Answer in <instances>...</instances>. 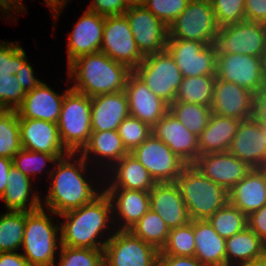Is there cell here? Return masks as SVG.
<instances>
[{"label":"cell","mask_w":266,"mask_h":266,"mask_svg":"<svg viewBox=\"0 0 266 266\" xmlns=\"http://www.w3.org/2000/svg\"><path fill=\"white\" fill-rule=\"evenodd\" d=\"M75 153H70L56 161L57 169L49 172L52 178V184L45 198V205L54 215H61L65 212L78 209L84 204L90 203L101 192L93 189L86 177V161L82 156L77 158L76 163L67 161L74 159ZM70 158V159H69ZM55 174H54V173Z\"/></svg>","instance_id":"6da1fadb"},{"label":"cell","mask_w":266,"mask_h":266,"mask_svg":"<svg viewBox=\"0 0 266 266\" xmlns=\"http://www.w3.org/2000/svg\"><path fill=\"white\" fill-rule=\"evenodd\" d=\"M108 195L102 191L90 203L78 209L65 212L60 217L66 221L60 226V245L72 248L104 249L106 240L98 241L104 229L109 227L113 214ZM112 213V214H111Z\"/></svg>","instance_id":"7a4b0ae2"},{"label":"cell","mask_w":266,"mask_h":266,"mask_svg":"<svg viewBox=\"0 0 266 266\" xmlns=\"http://www.w3.org/2000/svg\"><path fill=\"white\" fill-rule=\"evenodd\" d=\"M69 79L76 84L70 87L88 97L125 91L129 74L126 65L112 60L105 53L97 52L79 56L68 64Z\"/></svg>","instance_id":"3957f363"},{"label":"cell","mask_w":266,"mask_h":266,"mask_svg":"<svg viewBox=\"0 0 266 266\" xmlns=\"http://www.w3.org/2000/svg\"><path fill=\"white\" fill-rule=\"evenodd\" d=\"M175 183L191 220H207L229 202L228 191L204 176L194 164H186Z\"/></svg>","instance_id":"277c9868"},{"label":"cell","mask_w":266,"mask_h":266,"mask_svg":"<svg viewBox=\"0 0 266 266\" xmlns=\"http://www.w3.org/2000/svg\"><path fill=\"white\" fill-rule=\"evenodd\" d=\"M52 217H48L44 207L38 210L25 211V230L22 256L31 266H55L56 249L60 247V226L54 225ZM58 241V243H57ZM59 244V245H58Z\"/></svg>","instance_id":"5b68a950"},{"label":"cell","mask_w":266,"mask_h":266,"mask_svg":"<svg viewBox=\"0 0 266 266\" xmlns=\"http://www.w3.org/2000/svg\"><path fill=\"white\" fill-rule=\"evenodd\" d=\"M57 125L66 150L76 155L81 152L92 133L91 97L72 88L66 90Z\"/></svg>","instance_id":"8992f818"},{"label":"cell","mask_w":266,"mask_h":266,"mask_svg":"<svg viewBox=\"0 0 266 266\" xmlns=\"http://www.w3.org/2000/svg\"><path fill=\"white\" fill-rule=\"evenodd\" d=\"M220 27L210 0H190L185 10L169 25L168 39L214 44Z\"/></svg>","instance_id":"52a82bcc"},{"label":"cell","mask_w":266,"mask_h":266,"mask_svg":"<svg viewBox=\"0 0 266 266\" xmlns=\"http://www.w3.org/2000/svg\"><path fill=\"white\" fill-rule=\"evenodd\" d=\"M133 72L156 96L174 102L183 76L167 50L145 56Z\"/></svg>","instance_id":"ba28073f"},{"label":"cell","mask_w":266,"mask_h":266,"mask_svg":"<svg viewBox=\"0 0 266 266\" xmlns=\"http://www.w3.org/2000/svg\"><path fill=\"white\" fill-rule=\"evenodd\" d=\"M159 250L133 235L117 230L104 247V266H156Z\"/></svg>","instance_id":"9c48e42d"},{"label":"cell","mask_w":266,"mask_h":266,"mask_svg":"<svg viewBox=\"0 0 266 266\" xmlns=\"http://www.w3.org/2000/svg\"><path fill=\"white\" fill-rule=\"evenodd\" d=\"M215 46L217 54H240L261 57L266 48V25L241 21L219 29Z\"/></svg>","instance_id":"30bf717a"},{"label":"cell","mask_w":266,"mask_h":266,"mask_svg":"<svg viewBox=\"0 0 266 266\" xmlns=\"http://www.w3.org/2000/svg\"><path fill=\"white\" fill-rule=\"evenodd\" d=\"M167 52L184 77L216 76L215 44L184 39H167Z\"/></svg>","instance_id":"8fae6325"},{"label":"cell","mask_w":266,"mask_h":266,"mask_svg":"<svg viewBox=\"0 0 266 266\" xmlns=\"http://www.w3.org/2000/svg\"><path fill=\"white\" fill-rule=\"evenodd\" d=\"M100 52L134 70L144 59L125 15L105 16Z\"/></svg>","instance_id":"7c38bea8"},{"label":"cell","mask_w":266,"mask_h":266,"mask_svg":"<svg viewBox=\"0 0 266 266\" xmlns=\"http://www.w3.org/2000/svg\"><path fill=\"white\" fill-rule=\"evenodd\" d=\"M130 153L145 167L156 183L176 182L186 165L153 134Z\"/></svg>","instance_id":"4fadbf2b"},{"label":"cell","mask_w":266,"mask_h":266,"mask_svg":"<svg viewBox=\"0 0 266 266\" xmlns=\"http://www.w3.org/2000/svg\"><path fill=\"white\" fill-rule=\"evenodd\" d=\"M124 15L143 57L166 50L168 26L144 5L131 4Z\"/></svg>","instance_id":"5bb4252c"},{"label":"cell","mask_w":266,"mask_h":266,"mask_svg":"<svg viewBox=\"0 0 266 266\" xmlns=\"http://www.w3.org/2000/svg\"><path fill=\"white\" fill-rule=\"evenodd\" d=\"M216 77L244 87L254 94L265 85L261 57L252 55L217 54Z\"/></svg>","instance_id":"9a60e30c"},{"label":"cell","mask_w":266,"mask_h":266,"mask_svg":"<svg viewBox=\"0 0 266 266\" xmlns=\"http://www.w3.org/2000/svg\"><path fill=\"white\" fill-rule=\"evenodd\" d=\"M255 94L237 84L216 77L211 112L239 121L254 117Z\"/></svg>","instance_id":"2e32d148"},{"label":"cell","mask_w":266,"mask_h":266,"mask_svg":"<svg viewBox=\"0 0 266 266\" xmlns=\"http://www.w3.org/2000/svg\"><path fill=\"white\" fill-rule=\"evenodd\" d=\"M152 134L186 164H193L199 157L198 137L170 111L152 127Z\"/></svg>","instance_id":"e0dca14e"},{"label":"cell","mask_w":266,"mask_h":266,"mask_svg":"<svg viewBox=\"0 0 266 266\" xmlns=\"http://www.w3.org/2000/svg\"><path fill=\"white\" fill-rule=\"evenodd\" d=\"M193 164L204 176L228 192L252 169L228 151L200 155Z\"/></svg>","instance_id":"ac0fdd59"},{"label":"cell","mask_w":266,"mask_h":266,"mask_svg":"<svg viewBox=\"0 0 266 266\" xmlns=\"http://www.w3.org/2000/svg\"><path fill=\"white\" fill-rule=\"evenodd\" d=\"M228 152L251 168H266V140L255 117L240 121Z\"/></svg>","instance_id":"d6986e66"},{"label":"cell","mask_w":266,"mask_h":266,"mask_svg":"<svg viewBox=\"0 0 266 266\" xmlns=\"http://www.w3.org/2000/svg\"><path fill=\"white\" fill-rule=\"evenodd\" d=\"M130 116L153 127L168 111L169 104L156 96L132 71L126 81Z\"/></svg>","instance_id":"ffe728a7"},{"label":"cell","mask_w":266,"mask_h":266,"mask_svg":"<svg viewBox=\"0 0 266 266\" xmlns=\"http://www.w3.org/2000/svg\"><path fill=\"white\" fill-rule=\"evenodd\" d=\"M19 127L22 148L52 155L70 154L61 142L57 123L19 118Z\"/></svg>","instance_id":"44dd1931"},{"label":"cell","mask_w":266,"mask_h":266,"mask_svg":"<svg viewBox=\"0 0 266 266\" xmlns=\"http://www.w3.org/2000/svg\"><path fill=\"white\" fill-rule=\"evenodd\" d=\"M150 209L165 221L169 229L191 221L180 189L175 182L156 183L149 191Z\"/></svg>","instance_id":"7402d4cb"},{"label":"cell","mask_w":266,"mask_h":266,"mask_svg":"<svg viewBox=\"0 0 266 266\" xmlns=\"http://www.w3.org/2000/svg\"><path fill=\"white\" fill-rule=\"evenodd\" d=\"M105 16L86 10L70 33L68 64L79 56L100 52Z\"/></svg>","instance_id":"603a6c76"},{"label":"cell","mask_w":266,"mask_h":266,"mask_svg":"<svg viewBox=\"0 0 266 266\" xmlns=\"http://www.w3.org/2000/svg\"><path fill=\"white\" fill-rule=\"evenodd\" d=\"M130 116L125 91L91 97L92 132L118 130L120 123Z\"/></svg>","instance_id":"cb8c5ba5"},{"label":"cell","mask_w":266,"mask_h":266,"mask_svg":"<svg viewBox=\"0 0 266 266\" xmlns=\"http://www.w3.org/2000/svg\"><path fill=\"white\" fill-rule=\"evenodd\" d=\"M65 93L58 95L47 84L41 82L26 93L22 104L16 109L19 118L58 123Z\"/></svg>","instance_id":"d4e9b609"},{"label":"cell","mask_w":266,"mask_h":266,"mask_svg":"<svg viewBox=\"0 0 266 266\" xmlns=\"http://www.w3.org/2000/svg\"><path fill=\"white\" fill-rule=\"evenodd\" d=\"M228 195L229 203L246 216L266 205V168H252Z\"/></svg>","instance_id":"484cf974"},{"label":"cell","mask_w":266,"mask_h":266,"mask_svg":"<svg viewBox=\"0 0 266 266\" xmlns=\"http://www.w3.org/2000/svg\"><path fill=\"white\" fill-rule=\"evenodd\" d=\"M112 211L123 219L118 230H129L150 209L149 192L133 189H104ZM114 202V203H113Z\"/></svg>","instance_id":"4316f807"},{"label":"cell","mask_w":266,"mask_h":266,"mask_svg":"<svg viewBox=\"0 0 266 266\" xmlns=\"http://www.w3.org/2000/svg\"><path fill=\"white\" fill-rule=\"evenodd\" d=\"M194 256L204 266H226V240L208 220H194Z\"/></svg>","instance_id":"83f0119b"},{"label":"cell","mask_w":266,"mask_h":266,"mask_svg":"<svg viewBox=\"0 0 266 266\" xmlns=\"http://www.w3.org/2000/svg\"><path fill=\"white\" fill-rule=\"evenodd\" d=\"M239 122L237 119L212 113L207 127L198 136L199 156L227 152Z\"/></svg>","instance_id":"f1b7e54d"},{"label":"cell","mask_w":266,"mask_h":266,"mask_svg":"<svg viewBox=\"0 0 266 266\" xmlns=\"http://www.w3.org/2000/svg\"><path fill=\"white\" fill-rule=\"evenodd\" d=\"M30 178L12 165L7 179V187L0 197V199L4 200L8 211L31 212L43 207L42 201L36 193L31 196L29 202L31 192Z\"/></svg>","instance_id":"f546056e"},{"label":"cell","mask_w":266,"mask_h":266,"mask_svg":"<svg viewBox=\"0 0 266 266\" xmlns=\"http://www.w3.org/2000/svg\"><path fill=\"white\" fill-rule=\"evenodd\" d=\"M114 180L106 189H133L149 192L156 182L145 167L131 153L115 163ZM116 167V168H115Z\"/></svg>","instance_id":"4dcf8cb0"},{"label":"cell","mask_w":266,"mask_h":266,"mask_svg":"<svg viewBox=\"0 0 266 266\" xmlns=\"http://www.w3.org/2000/svg\"><path fill=\"white\" fill-rule=\"evenodd\" d=\"M225 246L226 266H238L266 253V243L248 226L226 239Z\"/></svg>","instance_id":"1f68e13d"},{"label":"cell","mask_w":266,"mask_h":266,"mask_svg":"<svg viewBox=\"0 0 266 266\" xmlns=\"http://www.w3.org/2000/svg\"><path fill=\"white\" fill-rule=\"evenodd\" d=\"M91 152L99 158L101 156L107 158L109 162H113V165L129 153L124 147L117 130L92 132L80 155L87 161Z\"/></svg>","instance_id":"d6a6232c"},{"label":"cell","mask_w":266,"mask_h":266,"mask_svg":"<svg viewBox=\"0 0 266 266\" xmlns=\"http://www.w3.org/2000/svg\"><path fill=\"white\" fill-rule=\"evenodd\" d=\"M216 76L184 77L174 102L201 104L211 107Z\"/></svg>","instance_id":"836d02e7"},{"label":"cell","mask_w":266,"mask_h":266,"mask_svg":"<svg viewBox=\"0 0 266 266\" xmlns=\"http://www.w3.org/2000/svg\"><path fill=\"white\" fill-rule=\"evenodd\" d=\"M129 231L160 251L167 241L170 229L161 216L149 209Z\"/></svg>","instance_id":"e575fe53"},{"label":"cell","mask_w":266,"mask_h":266,"mask_svg":"<svg viewBox=\"0 0 266 266\" xmlns=\"http://www.w3.org/2000/svg\"><path fill=\"white\" fill-rule=\"evenodd\" d=\"M25 230V211H13L0 216V252H15L21 248Z\"/></svg>","instance_id":"d590c367"},{"label":"cell","mask_w":266,"mask_h":266,"mask_svg":"<svg viewBox=\"0 0 266 266\" xmlns=\"http://www.w3.org/2000/svg\"><path fill=\"white\" fill-rule=\"evenodd\" d=\"M169 111L197 137L207 127L212 114L210 107L186 102L171 103Z\"/></svg>","instance_id":"8d00e7d4"},{"label":"cell","mask_w":266,"mask_h":266,"mask_svg":"<svg viewBox=\"0 0 266 266\" xmlns=\"http://www.w3.org/2000/svg\"><path fill=\"white\" fill-rule=\"evenodd\" d=\"M207 220L213 229L225 240L248 226L247 216L229 202Z\"/></svg>","instance_id":"74e56055"},{"label":"cell","mask_w":266,"mask_h":266,"mask_svg":"<svg viewBox=\"0 0 266 266\" xmlns=\"http://www.w3.org/2000/svg\"><path fill=\"white\" fill-rule=\"evenodd\" d=\"M21 149L18 113L7 110L0 116V156L13 159Z\"/></svg>","instance_id":"f35d334b"},{"label":"cell","mask_w":266,"mask_h":266,"mask_svg":"<svg viewBox=\"0 0 266 266\" xmlns=\"http://www.w3.org/2000/svg\"><path fill=\"white\" fill-rule=\"evenodd\" d=\"M160 252L171 256H194V220L184 226L170 229Z\"/></svg>","instance_id":"ab89813d"},{"label":"cell","mask_w":266,"mask_h":266,"mask_svg":"<svg viewBox=\"0 0 266 266\" xmlns=\"http://www.w3.org/2000/svg\"><path fill=\"white\" fill-rule=\"evenodd\" d=\"M60 247L58 266H104V249Z\"/></svg>","instance_id":"60d3db41"},{"label":"cell","mask_w":266,"mask_h":266,"mask_svg":"<svg viewBox=\"0 0 266 266\" xmlns=\"http://www.w3.org/2000/svg\"><path fill=\"white\" fill-rule=\"evenodd\" d=\"M117 131L129 153L152 135V127L149 124L132 116L125 118Z\"/></svg>","instance_id":"b9f144b4"},{"label":"cell","mask_w":266,"mask_h":266,"mask_svg":"<svg viewBox=\"0 0 266 266\" xmlns=\"http://www.w3.org/2000/svg\"><path fill=\"white\" fill-rule=\"evenodd\" d=\"M64 156L66 155H52L22 148L12 160L13 166L30 177V175L41 173L47 162L56 163L59 158Z\"/></svg>","instance_id":"7bdbcfd3"},{"label":"cell","mask_w":266,"mask_h":266,"mask_svg":"<svg viewBox=\"0 0 266 266\" xmlns=\"http://www.w3.org/2000/svg\"><path fill=\"white\" fill-rule=\"evenodd\" d=\"M218 26L245 20V0H210Z\"/></svg>","instance_id":"ee69618b"},{"label":"cell","mask_w":266,"mask_h":266,"mask_svg":"<svg viewBox=\"0 0 266 266\" xmlns=\"http://www.w3.org/2000/svg\"><path fill=\"white\" fill-rule=\"evenodd\" d=\"M190 0H143L141 3L166 26L185 10Z\"/></svg>","instance_id":"f6af8a7d"},{"label":"cell","mask_w":266,"mask_h":266,"mask_svg":"<svg viewBox=\"0 0 266 266\" xmlns=\"http://www.w3.org/2000/svg\"><path fill=\"white\" fill-rule=\"evenodd\" d=\"M26 92L16 75L0 73V102L7 110H16L23 102Z\"/></svg>","instance_id":"bcb514c9"},{"label":"cell","mask_w":266,"mask_h":266,"mask_svg":"<svg viewBox=\"0 0 266 266\" xmlns=\"http://www.w3.org/2000/svg\"><path fill=\"white\" fill-rule=\"evenodd\" d=\"M27 61L24 49L14 42H0V73L15 75Z\"/></svg>","instance_id":"7dc6e473"},{"label":"cell","mask_w":266,"mask_h":266,"mask_svg":"<svg viewBox=\"0 0 266 266\" xmlns=\"http://www.w3.org/2000/svg\"><path fill=\"white\" fill-rule=\"evenodd\" d=\"M130 5L127 0H93L88 10L102 16L124 15Z\"/></svg>","instance_id":"c3c4849f"},{"label":"cell","mask_w":266,"mask_h":266,"mask_svg":"<svg viewBox=\"0 0 266 266\" xmlns=\"http://www.w3.org/2000/svg\"><path fill=\"white\" fill-rule=\"evenodd\" d=\"M245 20L266 25V0H245Z\"/></svg>","instance_id":"681fc988"},{"label":"cell","mask_w":266,"mask_h":266,"mask_svg":"<svg viewBox=\"0 0 266 266\" xmlns=\"http://www.w3.org/2000/svg\"><path fill=\"white\" fill-rule=\"evenodd\" d=\"M156 266H204L195 256H171L159 251Z\"/></svg>","instance_id":"f907efd6"},{"label":"cell","mask_w":266,"mask_h":266,"mask_svg":"<svg viewBox=\"0 0 266 266\" xmlns=\"http://www.w3.org/2000/svg\"><path fill=\"white\" fill-rule=\"evenodd\" d=\"M247 225L266 243V205L247 216Z\"/></svg>","instance_id":"816d5d0a"},{"label":"cell","mask_w":266,"mask_h":266,"mask_svg":"<svg viewBox=\"0 0 266 266\" xmlns=\"http://www.w3.org/2000/svg\"><path fill=\"white\" fill-rule=\"evenodd\" d=\"M15 75L26 93L32 91L41 83L39 79L34 77V71L28 61L23 64Z\"/></svg>","instance_id":"f5cc1de1"},{"label":"cell","mask_w":266,"mask_h":266,"mask_svg":"<svg viewBox=\"0 0 266 266\" xmlns=\"http://www.w3.org/2000/svg\"><path fill=\"white\" fill-rule=\"evenodd\" d=\"M254 117L261 123H266V85L255 94Z\"/></svg>","instance_id":"db71d44e"},{"label":"cell","mask_w":266,"mask_h":266,"mask_svg":"<svg viewBox=\"0 0 266 266\" xmlns=\"http://www.w3.org/2000/svg\"><path fill=\"white\" fill-rule=\"evenodd\" d=\"M17 252H0V266H31L22 254Z\"/></svg>","instance_id":"11a10c76"},{"label":"cell","mask_w":266,"mask_h":266,"mask_svg":"<svg viewBox=\"0 0 266 266\" xmlns=\"http://www.w3.org/2000/svg\"><path fill=\"white\" fill-rule=\"evenodd\" d=\"M12 165V159L0 156V197L3 195L7 187V179Z\"/></svg>","instance_id":"9f6ffc18"},{"label":"cell","mask_w":266,"mask_h":266,"mask_svg":"<svg viewBox=\"0 0 266 266\" xmlns=\"http://www.w3.org/2000/svg\"><path fill=\"white\" fill-rule=\"evenodd\" d=\"M17 10H24L25 7L22 5L20 0H0V9L6 14L8 11H13L14 8ZM13 8V9H12ZM24 8V9H23ZM12 9V10H11ZM6 10V11H5Z\"/></svg>","instance_id":"6f0895ef"},{"label":"cell","mask_w":266,"mask_h":266,"mask_svg":"<svg viewBox=\"0 0 266 266\" xmlns=\"http://www.w3.org/2000/svg\"><path fill=\"white\" fill-rule=\"evenodd\" d=\"M47 6H50L51 12L54 11V16L58 18L56 13H61V8H64V5L68 2V0H44ZM60 10V11H59Z\"/></svg>","instance_id":"680465c9"},{"label":"cell","mask_w":266,"mask_h":266,"mask_svg":"<svg viewBox=\"0 0 266 266\" xmlns=\"http://www.w3.org/2000/svg\"><path fill=\"white\" fill-rule=\"evenodd\" d=\"M238 266H266V253L261 257L252 259L247 262H243Z\"/></svg>","instance_id":"91938a15"},{"label":"cell","mask_w":266,"mask_h":266,"mask_svg":"<svg viewBox=\"0 0 266 266\" xmlns=\"http://www.w3.org/2000/svg\"><path fill=\"white\" fill-rule=\"evenodd\" d=\"M261 66H262V77L266 85V48L265 51L263 52V55L261 56Z\"/></svg>","instance_id":"94428289"},{"label":"cell","mask_w":266,"mask_h":266,"mask_svg":"<svg viewBox=\"0 0 266 266\" xmlns=\"http://www.w3.org/2000/svg\"><path fill=\"white\" fill-rule=\"evenodd\" d=\"M7 111L6 107L0 102V116Z\"/></svg>","instance_id":"6125c7cd"},{"label":"cell","mask_w":266,"mask_h":266,"mask_svg":"<svg viewBox=\"0 0 266 266\" xmlns=\"http://www.w3.org/2000/svg\"><path fill=\"white\" fill-rule=\"evenodd\" d=\"M261 128L264 135V139L266 140V123H261Z\"/></svg>","instance_id":"be15d7a7"},{"label":"cell","mask_w":266,"mask_h":266,"mask_svg":"<svg viewBox=\"0 0 266 266\" xmlns=\"http://www.w3.org/2000/svg\"><path fill=\"white\" fill-rule=\"evenodd\" d=\"M130 4H138V3H142L143 0H127Z\"/></svg>","instance_id":"e7e4bbea"}]
</instances>
